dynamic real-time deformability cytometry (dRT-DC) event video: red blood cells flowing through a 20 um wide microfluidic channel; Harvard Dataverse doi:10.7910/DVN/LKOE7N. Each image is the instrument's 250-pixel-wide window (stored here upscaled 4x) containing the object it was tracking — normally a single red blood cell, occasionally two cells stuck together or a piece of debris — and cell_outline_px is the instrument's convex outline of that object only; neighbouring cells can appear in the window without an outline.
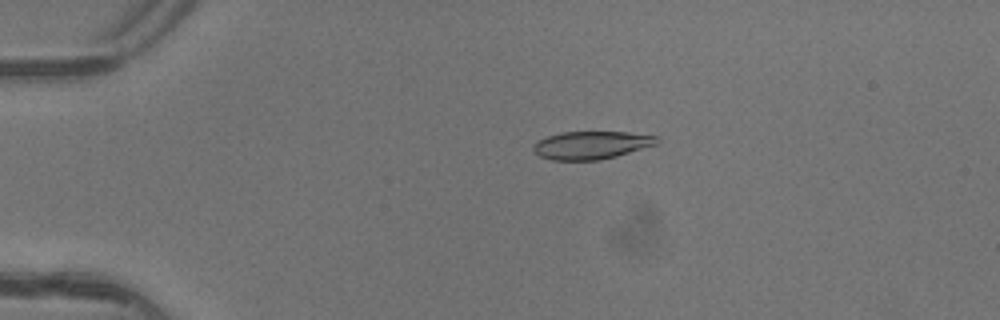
{"species": "common noctule bat (a hibernating species)", "species_latin": "Nyctalus noctula", "temperature_condition": "warm", "stored_images_in_passage": 3, "camera_frame_rate_fps": 3000, "um_per_image_px": 0.085, "animal": {"sex": "female"}, "frame": {"image": 1, "passage_image": 2, "time_ms": 0.333, "image_size_px": [1000, 320], "cell_outline_px": [[660, 144], [616, 156], [600, 160], [552, 160], [540, 156], [532, 148], [532, 144], [548, 136], [564, 132], [628, 132], [660, 136]], "centroid_in_image_um": [50.34, 12.33], "position_along_channel_um": 34.7, "area_um2": 20.23}}